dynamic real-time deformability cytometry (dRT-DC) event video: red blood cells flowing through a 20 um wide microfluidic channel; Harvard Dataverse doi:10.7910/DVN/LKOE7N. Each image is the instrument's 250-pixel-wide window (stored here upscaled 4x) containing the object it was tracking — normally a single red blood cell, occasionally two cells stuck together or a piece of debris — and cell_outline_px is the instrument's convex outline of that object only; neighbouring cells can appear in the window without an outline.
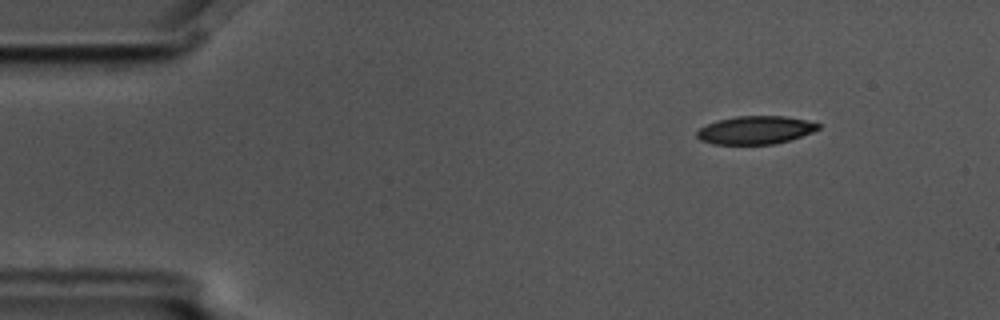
{"species": "common noctule bat (a hibernating species)", "species_latin": "Nyctalus noctula", "temperature_condition": "cold", "stored_images_in_passage": 5, "camera_frame_rate_fps": 3000, "um_per_image_px": 0.085, "animal": {"sex": "male", "body_mass_g": 17.5, "forearm_length_mm": 52.3}, "frame": {"image": 1, "passage_image": 2, "time_ms": 0.333, "image_size_px": [1000, 320], "cell_outline_px": [[820, 128], [812, 132], [788, 140], [772, 144], [712, 144], [700, 140], [696, 136], [696, 132], [700, 128], [716, 120], [736, 116], [784, 116], [804, 120], [820, 124]], "centroid_in_image_um": [64.16, 11.05], "position_along_channel_um": 20.8, "area_um2": 19.71}}